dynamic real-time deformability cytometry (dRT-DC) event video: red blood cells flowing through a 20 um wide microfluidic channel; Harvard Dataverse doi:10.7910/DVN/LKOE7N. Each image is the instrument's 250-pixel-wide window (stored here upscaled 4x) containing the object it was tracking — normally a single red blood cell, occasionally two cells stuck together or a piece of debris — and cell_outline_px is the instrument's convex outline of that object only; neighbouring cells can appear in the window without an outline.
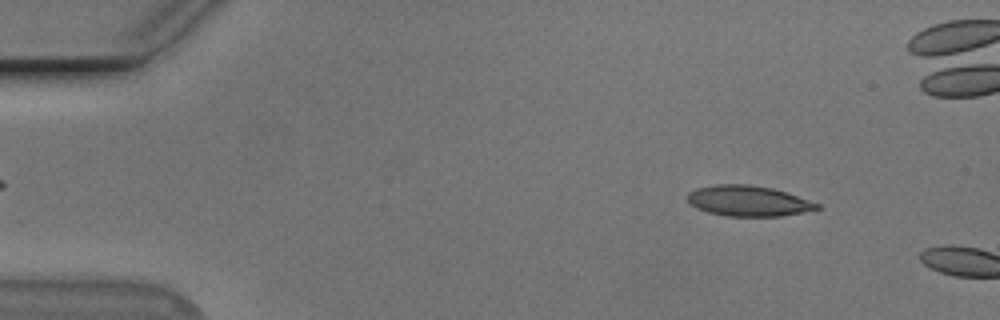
{"species": "Egyptian fruit bat (a non-hibernating species)", "species_latin": "Rousettus aegyptiacus", "temperature_condition": "cold", "stored_images_in_passage": 9, "camera_frame_rate_fps": 3000, "um_per_image_px": 0.085, "animal": {"sex": "male"}, "frame": {"image": 1, "passage_image": 6, "time_ms": 1.667, "image_size_px": [1000, 320], "cell_outline_px": [[820, 208], [804, 212], [780, 216], [728, 216], [708, 212], [696, 208], [688, 200], [688, 192], [696, 188], [716, 184], [748, 184], [772, 188], [820, 204]], "centroid_in_image_um": [63.58, 17.07], "position_along_channel_um": 21.4, "area_um2": 22.83}}